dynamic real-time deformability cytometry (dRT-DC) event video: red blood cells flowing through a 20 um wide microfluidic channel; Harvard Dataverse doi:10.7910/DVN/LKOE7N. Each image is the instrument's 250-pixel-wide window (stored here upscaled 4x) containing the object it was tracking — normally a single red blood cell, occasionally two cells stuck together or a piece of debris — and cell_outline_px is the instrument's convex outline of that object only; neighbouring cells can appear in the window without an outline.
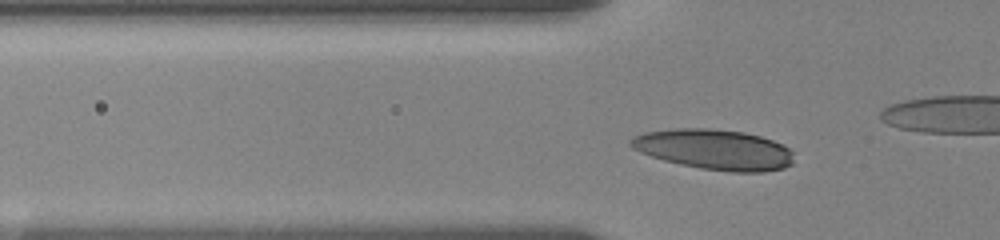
{"species": "human", "species_latin": "Homo sapiens", "temperature_condition": "room temperature", "stored_images_in_passage": 43, "camera_frame_rate_fps": 3000, "um_per_image_px": 0.085, "donor": {"sex": "female"}, "frame": {"image": 1, "passage_image": 15, "time_ms": 4.667, "image_size_px": [1000, 240], "cell_outline_px": [[792, 164], [784, 168], [764, 172], [728, 172], [700, 168], [680, 164], [664, 160], [640, 152], [632, 148], [628, 144], [628, 140], [632, 136], [644, 132], [672, 128], [708, 128], [744, 132], [760, 136], [772, 140], [788, 148], [792, 152]], "centroid_in_image_um": [60.67, 12.7], "position_along_channel_um": 65.1, "area_um2": 38.49}}
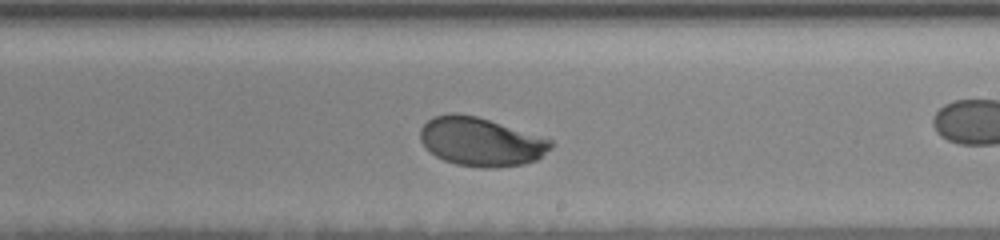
{"frame": {"image": 2, "passage_image": 31, "time_ms": 10.0, "image_size_px": [1000, 240], "cell_outline_px": [[556, 144], [552, 148], [536, 160], [524, 164], [496, 168], [480, 168], [456, 164], [444, 160], [436, 156], [420, 140], [420, 128], [432, 116], [452, 112], [456, 112], [476, 116], [552, 140]], "centroid_in_image_um": [40.87, 12.05], "position_along_channel_um": 248.1, "area_um2": 36.99}}
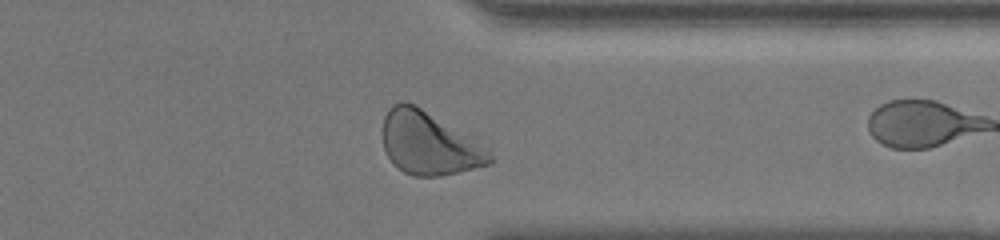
{"frame": {"image": 3, "passage_image": 42, "time_ms": 13.667, "image_size_px": [1000, 240], "cell_outline_px": [[492, 164], [440, 176], [412, 176], [404, 172], [388, 156], [384, 148], [384, 116], [388, 108], [392, 104], [400, 100], [404, 100], [416, 104], [488, 148], [492, 156]], "centroid_in_image_um": [36.47, 12.17], "position_along_channel_um": 374.9, "area_um2": 39.02}}